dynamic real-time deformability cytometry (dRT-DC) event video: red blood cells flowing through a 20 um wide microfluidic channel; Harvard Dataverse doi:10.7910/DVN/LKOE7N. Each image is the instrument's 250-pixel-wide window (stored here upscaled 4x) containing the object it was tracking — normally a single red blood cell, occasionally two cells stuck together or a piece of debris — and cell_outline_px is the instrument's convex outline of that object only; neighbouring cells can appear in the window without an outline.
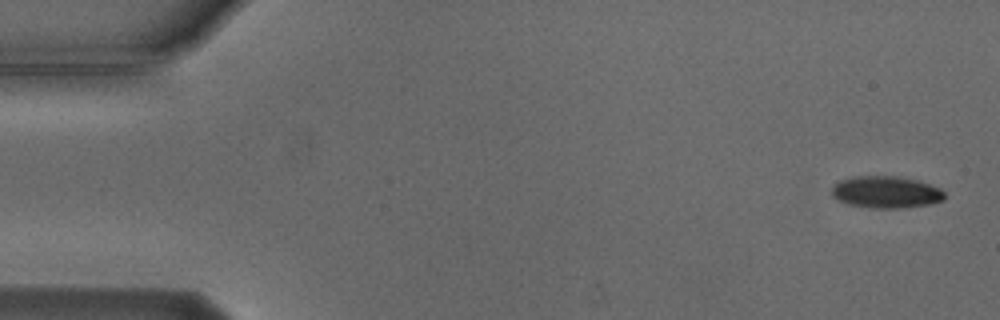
{"species": "Egyptian fruit bat (a non-hibernating species)", "species_latin": "Rousettus aegyptiacus", "temperature_condition": "cold", "stored_images_in_passage": 8, "camera_frame_rate_fps": 3000, "um_per_image_px": 0.085, "animal": {"sex": "male"}, "frame": {"image": 1, "passage_image": 1, "time_ms": 0.0, "image_size_px": [1000, 320], "cell_outline_px": [[944, 200], [928, 204], [896, 208], [872, 208], [848, 204], [836, 200], [832, 196], [832, 184], [840, 180], [852, 176], [896, 176], [916, 180], [940, 188], [944, 192]], "centroid_in_image_um": [75.25, 16.32], "position_along_channel_um": 9.8, "area_um2": 20.98}}
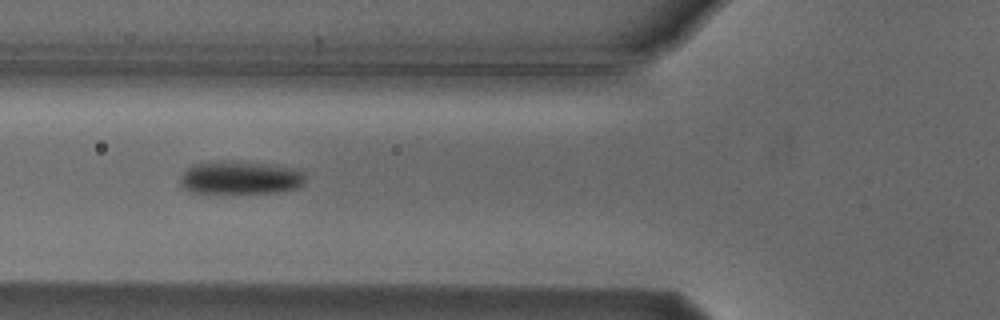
{"frame": {"image": 2, "passage_image": 6, "time_ms": 6.0, "image_size_px": [1000, 320], "cell_outline_px": [[304, 184], [300, 188], [280, 192], [188, 192], [180, 184], [180, 176], [192, 164], [212, 160], [272, 164], [292, 168], [300, 172], [304, 176]], "centroid_in_image_um": [20.4, 15.09], "position_along_channel_um": 105.4, "area_um2": 24.1}}
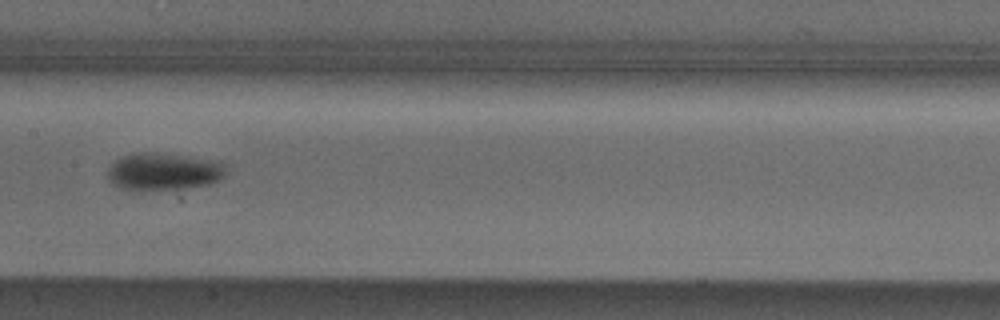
{"frame": {"image": 3, "passage_image": 8, "time_ms": 8.333, "image_size_px": [1000, 320], "cell_outline_px": [[224, 176], [220, 180], [212, 184], [184, 188], [132, 192], [120, 188], [112, 184], [108, 180], [108, 168], [120, 156], [136, 152], [152, 152], [220, 160], [224, 164]], "centroid_in_image_um": [13.87, 14.6], "position_along_channel_um": 193.5, "area_um2": 26.41}}